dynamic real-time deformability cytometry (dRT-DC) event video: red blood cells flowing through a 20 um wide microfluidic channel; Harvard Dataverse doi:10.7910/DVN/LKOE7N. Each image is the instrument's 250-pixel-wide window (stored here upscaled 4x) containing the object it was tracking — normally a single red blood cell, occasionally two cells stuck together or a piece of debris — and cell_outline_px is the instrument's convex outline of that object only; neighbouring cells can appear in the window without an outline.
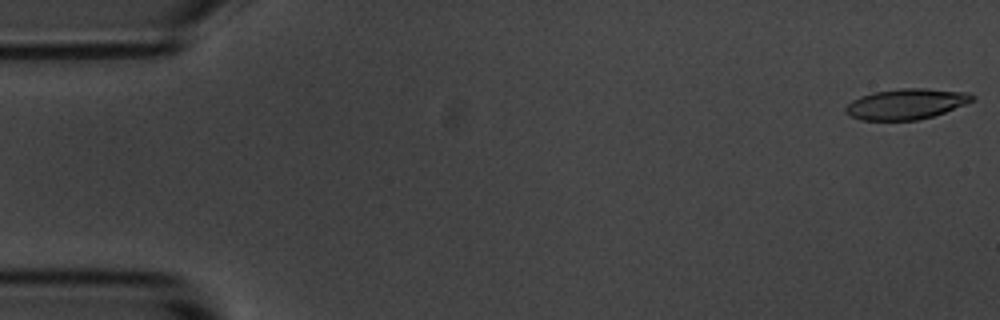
{"species": "common noctule bat (a hibernating species)", "species_latin": "Nyctalus noctula", "temperature_condition": "room temperature", "stored_images_in_passage": 55, "camera_frame_rate_fps": 3000, "um_per_image_px": 0.085, "animal": {"sex": "male", "body_mass_g": 20.1, "forearm_length_mm": 53.5}, "frame": {"image": 1, "passage_image": 1, "time_ms": 0.0, "image_size_px": [1000, 320], "cell_outline_px": [[976, 100], [944, 112], [932, 116], [916, 120], [860, 120], [844, 112], [844, 108], [852, 100], [860, 96], [872, 92], [900, 88], [924, 88], [968, 92], [976, 96]], "centroid_in_image_um": [77.03, 8.82], "position_along_channel_um": 8.0, "area_um2": 22.66}}
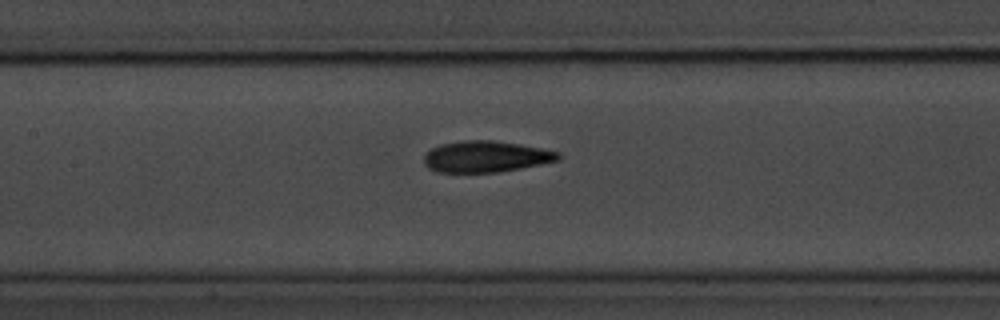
{"frame": {"image": 2, "passage_image": 25, "time_ms": 8.0, "image_size_px": [1000, 320], "cell_outline_px": [[560, 160], [520, 168], [496, 172], [436, 172], [428, 168], [424, 164], [424, 156], [432, 148], [440, 144], [464, 140], [492, 140], [520, 144], [560, 152]], "centroid_in_image_um": [41.28, 13.31], "position_along_channel_um": 166.1, "area_um2": 24.39}}
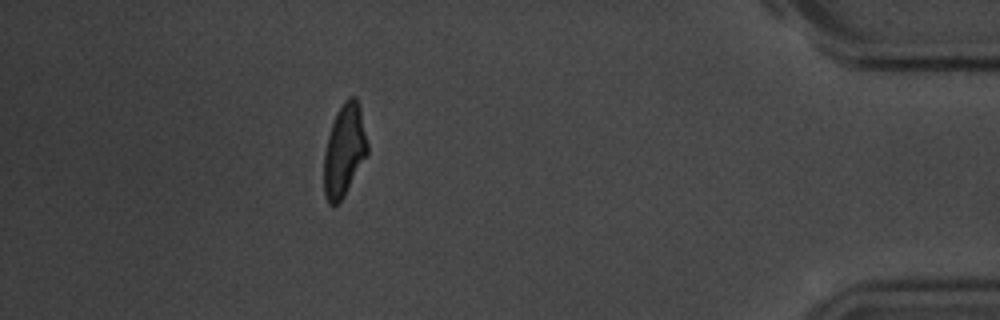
{"frame": {"image": 3, "passage_image": 49, "time_ms": 16.0, "image_size_px": [1000, 320], "cell_outline_px": [[368, 156], [344, 196], [332, 208], [328, 204], [324, 196], [324, 152], [328, 136], [336, 112], [344, 100], [348, 96], [356, 96], [360, 104], [368, 144]], "centroid_in_image_um": [29.28, 12.78], "position_along_channel_um": 405.9, "area_um2": 23.87}, "authors_computed_cell_mechanics": {"area_um2": 23.8714, "velocity_mm_per_s": 3.6281, "shape_relaxation_time_tau1_ms": 3.4829, "shape_relaxation_time_tau2_ms": 2.706, "deformation_change_tau1": 0.1415, "deformation_change_tau2": 0.1109}}